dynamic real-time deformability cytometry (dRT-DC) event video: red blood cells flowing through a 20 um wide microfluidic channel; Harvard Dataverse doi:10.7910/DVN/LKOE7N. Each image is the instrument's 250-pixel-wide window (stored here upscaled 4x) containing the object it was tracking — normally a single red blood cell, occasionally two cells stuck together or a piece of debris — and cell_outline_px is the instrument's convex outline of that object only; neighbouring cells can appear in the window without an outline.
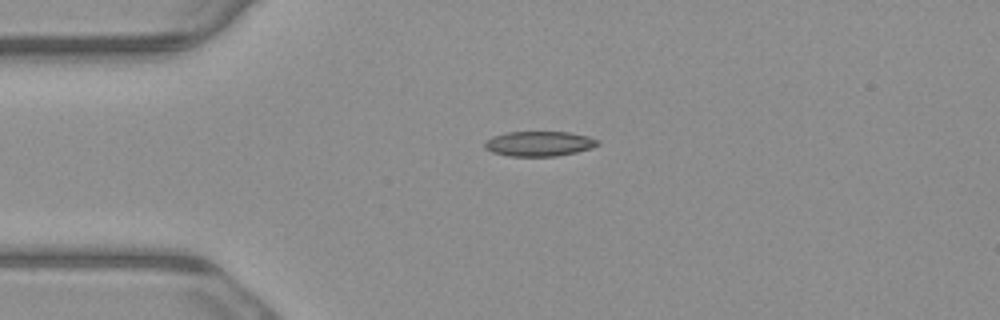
{"species": "common noctule bat (a hibernating species)", "species_latin": "Nyctalus noctula", "temperature_condition": "warm", "stored_images_in_passage": 2, "camera_frame_rate_fps": 3000, "um_per_image_px": 0.085, "animal": {"sex": "male", "body_mass_g": 23.1, "forearm_length_mm": 52.7}, "frame": {"image": 1, "passage_image": 1, "time_ms": 0.0, "image_size_px": [1000, 320], "cell_outline_px": [[600, 144], [592, 148], [576, 152], [556, 156], [508, 156], [492, 152], [484, 148], [484, 144], [492, 136], [508, 132], [568, 132], [588, 136], [600, 140]], "centroid_in_image_um": [45.85, 12.21], "position_along_channel_um": 39.2, "area_um2": 16.47}}